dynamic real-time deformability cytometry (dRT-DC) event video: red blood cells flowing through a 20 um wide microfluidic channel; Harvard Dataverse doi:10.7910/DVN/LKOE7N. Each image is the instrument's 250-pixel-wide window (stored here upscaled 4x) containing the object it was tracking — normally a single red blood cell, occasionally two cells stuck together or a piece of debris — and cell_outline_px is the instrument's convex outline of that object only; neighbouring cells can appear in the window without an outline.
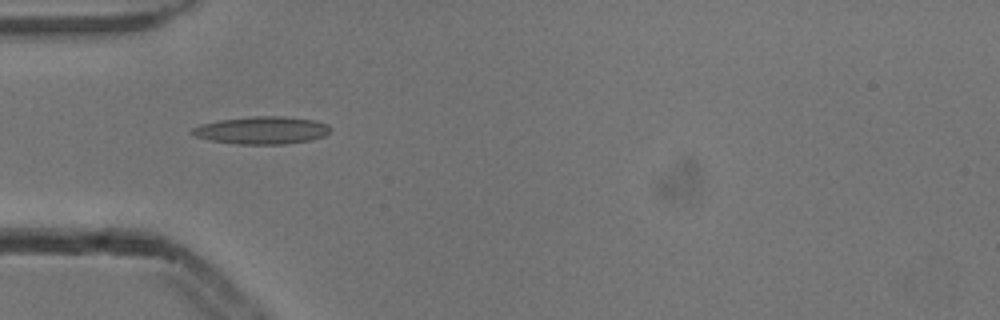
{"species": "common noctule bat (a hibernating species)", "species_latin": "Nyctalus noctula", "temperature_condition": "cold", "stored_images_in_passage": 3, "camera_frame_rate_fps": 3000, "um_per_image_px": 0.085, "animal": {"sex": "male", "body_mass_g": 13.3}, "frame": {"image": 1, "passage_image": 1, "time_ms": 0.0, "image_size_px": [1000, 320], "cell_outline_px": [[328, 132], [324, 136], [312, 140], [284, 144], [240, 144], [208, 140], [196, 136], [192, 132], [192, 128], [200, 124], [220, 120], [252, 116], [284, 116], [316, 120], [328, 124]], "centroid_in_image_um": [22.27, 11.07], "position_along_channel_um": 62.7, "area_um2": 22.14}}
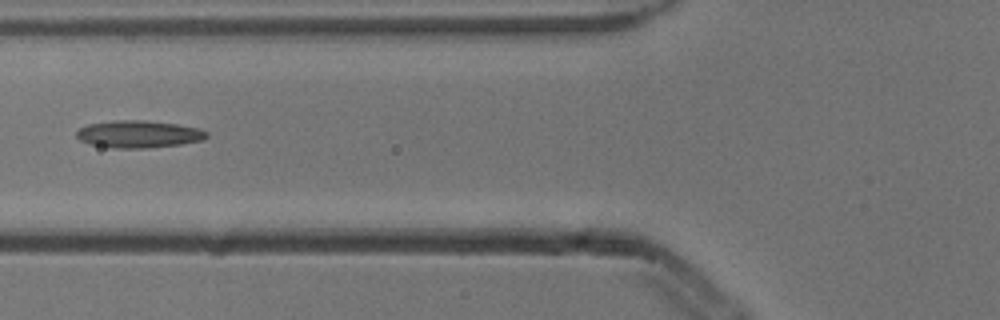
{"frame": {"image": 2, "passage_image": 2, "time_ms": 0.333, "image_size_px": [1000, 320], "cell_outline_px": [[208, 136], [204, 140], [180, 144], [148, 148], [112, 148], [92, 144], [80, 140], [76, 136], [76, 132], [80, 128], [88, 124], [112, 120], [144, 120], [176, 124], [200, 128], [208, 132]], "centroid_in_image_um": [11.8, 11.4], "position_along_channel_um": 114.0, "area_um2": 20.75}}
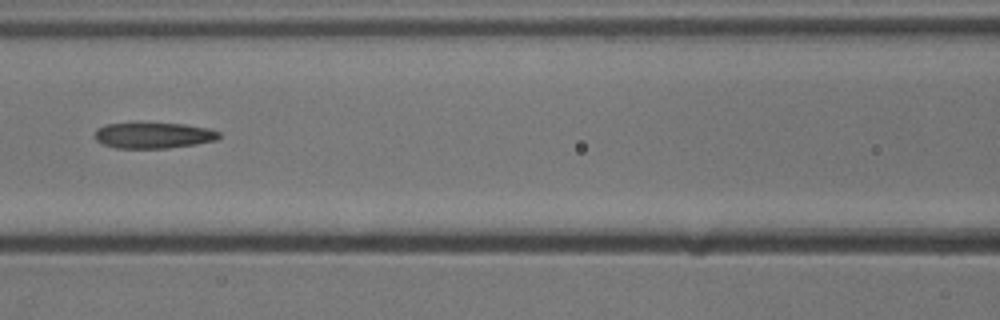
{"frame": {"image": 3, "passage_image": 3, "time_ms": 0.667, "image_size_px": [1000, 320], "cell_outline_px": [[220, 136], [216, 140], [196, 144], [168, 148], [116, 148], [104, 144], [96, 140], [96, 128], [108, 124], [136, 120], [140, 120], [184, 124], [208, 128], [220, 132]], "centroid_in_image_um": [13.02, 11.45], "position_along_channel_um": 153.6, "area_um2": 19.54}}